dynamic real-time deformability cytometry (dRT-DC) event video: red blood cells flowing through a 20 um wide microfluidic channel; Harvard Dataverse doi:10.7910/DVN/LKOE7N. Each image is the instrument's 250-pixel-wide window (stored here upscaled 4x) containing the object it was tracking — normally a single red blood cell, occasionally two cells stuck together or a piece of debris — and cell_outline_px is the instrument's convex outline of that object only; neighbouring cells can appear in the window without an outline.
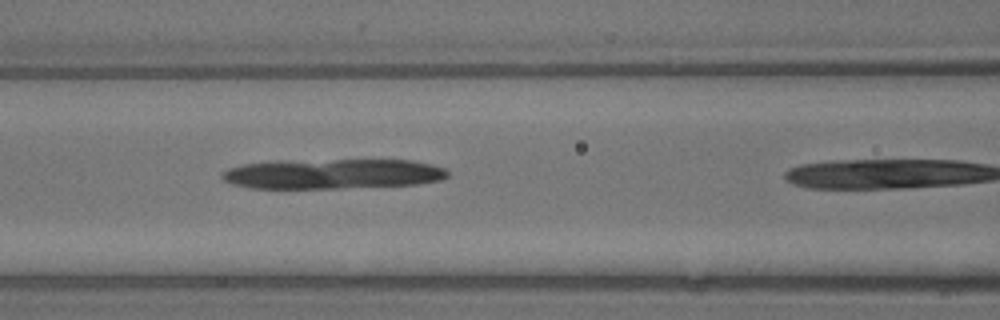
{"species": "common noctule bat (a hibernating species)", "species_latin": "Nyctalus noctula", "temperature_condition": "warm", "stored_images_in_passage": 7, "camera_frame_rate_fps": 3000, "um_per_image_px": 0.085, "animal": {"sex": "male", "body_mass_g": 13.3}, "frame": {"image": 1, "passage_image": 6, "time_ms": 1.667, "image_size_px": [1000, 320], "cell_outline_px": [[448, 176], [440, 180], [416, 184], [340, 188], [248, 188], [232, 184], [224, 180], [220, 176], [220, 172], [228, 168], [244, 164], [276, 160], [412, 160], [432, 164], [444, 168], [448, 172]], "centroid_in_image_um": [28.22, 14.77], "position_along_channel_um": 138.4, "area_um2": 39.71}}